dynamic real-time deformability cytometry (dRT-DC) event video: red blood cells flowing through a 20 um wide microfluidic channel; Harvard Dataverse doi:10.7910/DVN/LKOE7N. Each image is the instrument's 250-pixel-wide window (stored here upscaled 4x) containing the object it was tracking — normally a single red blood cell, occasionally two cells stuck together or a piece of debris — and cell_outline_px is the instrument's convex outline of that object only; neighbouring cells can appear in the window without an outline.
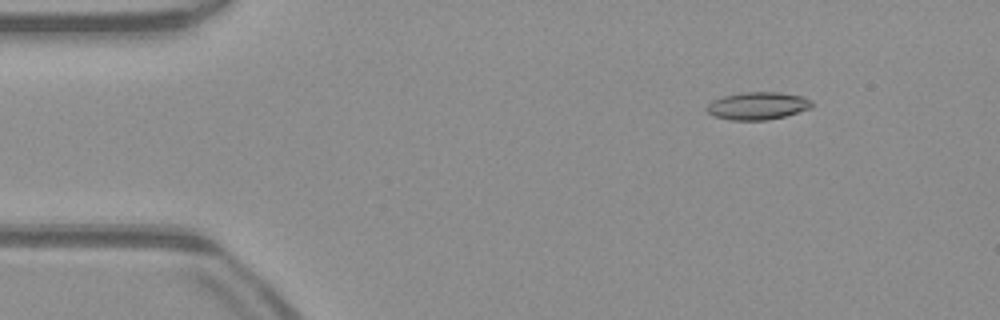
{"species": "common noctule bat (a hibernating species)", "species_latin": "Nyctalus noctula", "temperature_condition": "warm", "stored_images_in_passage": 40, "camera_frame_rate_fps": 3000, "um_per_image_px": 0.085, "animal": {"sex": "male", "body_mass_g": 23.1, "forearm_length_mm": 52.7}, "frame": {"image": 1, "passage_image": 7, "time_ms": 2.0, "image_size_px": [1000, 320], "cell_outline_px": [[812, 108], [784, 116], [768, 120], [732, 120], [712, 116], [704, 108], [712, 100], [724, 96], [740, 92], [780, 92], [804, 96], [812, 104]], "centroid_in_image_um": [64.37, 8.99], "position_along_channel_um": 20.6, "area_um2": 16.99}}
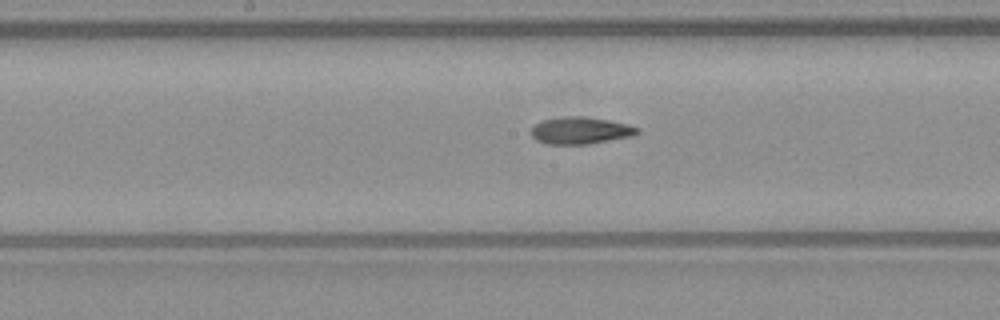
{"frame": {"image": 2, "passage_image": 26, "time_ms": 8.333, "image_size_px": [1000, 320], "cell_outline_px": [[640, 132], [632, 136], [588, 144], [548, 144], [536, 140], [532, 136], [532, 128], [540, 120], [564, 116], [584, 116], [608, 120], [628, 124], [640, 128]], "centroid_in_image_um": [49.35, 11.08], "position_along_channel_um": 198.9, "area_um2": 16.76}}
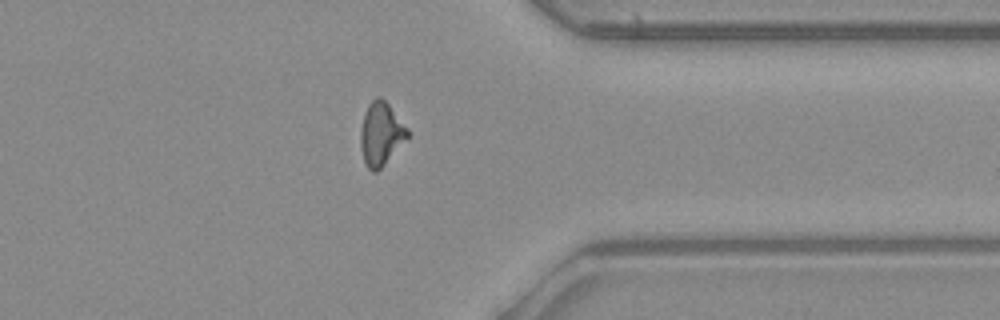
{"frame": {"image": 3, "passage_image": 40, "time_ms": 13.0, "image_size_px": [1000, 320], "cell_outline_px": [[412, 136], [376, 172], [372, 172], [368, 168], [364, 160], [360, 148], [360, 128], [364, 112], [368, 104], [376, 96], [380, 96], [388, 104], [408, 128]], "centroid_in_image_um": [32.4, 11.37], "position_along_channel_um": 379.0, "area_um2": 17.63}, "authors_computed_cell_mechanics": {"area_um2": 16.8198, "velocity_mm_per_s": 4.0801, "shape_relaxation_time_tau1_ms": null, "shape_relaxation_time_tau2_ms": 2.8049, "deformation_change_tau1": null, "deformation_change_tau2": 0.1128}}